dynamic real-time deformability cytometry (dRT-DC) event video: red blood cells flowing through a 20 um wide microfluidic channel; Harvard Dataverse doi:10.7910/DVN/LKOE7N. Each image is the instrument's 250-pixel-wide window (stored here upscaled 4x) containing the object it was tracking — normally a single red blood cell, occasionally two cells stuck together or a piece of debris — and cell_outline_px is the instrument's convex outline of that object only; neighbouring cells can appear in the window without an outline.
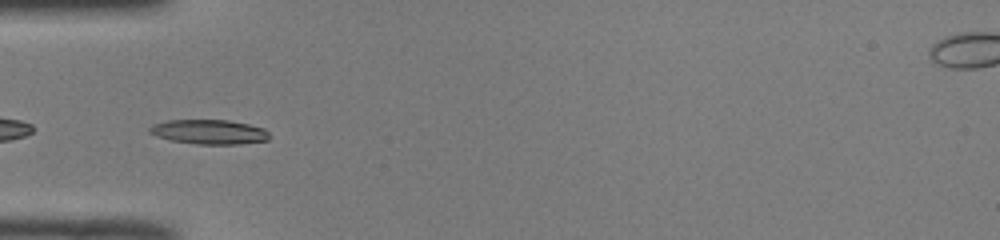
{"species": "common noctule bat (a hibernating species)", "species_latin": "Nyctalus noctula", "temperature_condition": "room temperature", "stored_images_in_passage": 36, "camera_frame_rate_fps": 3000, "um_per_image_px": 0.085, "animal": {"sex": "male", "body_mass_g": 19.0, "forearm_length_mm": 50.8}, "frame": {"image": 1, "passage_image": 2, "time_ms": 0.333, "image_size_px": [1000, 240], "cell_outline_px": [[268, 140], [240, 144], [196, 144], [172, 140], [156, 136], [148, 132], [148, 128], [152, 124], [168, 120], [228, 120], [248, 124], [264, 128], [268, 132]], "centroid_in_image_um": [17.75, 11.21], "position_along_channel_um": 67.2, "area_um2": 17.11}}
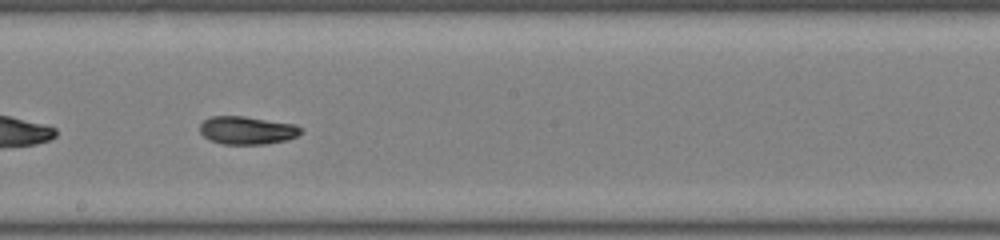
{"frame": {"image": 2, "passage_image": 14, "time_ms": 4.333, "image_size_px": [1000, 240], "cell_outline_px": [[300, 132], [296, 136], [288, 140], [264, 144], [220, 144], [208, 140], [200, 132], [200, 124], [204, 120], [212, 116], [244, 116], [296, 124], [300, 128]], "centroid_in_image_um": [20.97, 11.08], "position_along_channel_um": 227.2, "area_um2": 16.53}}
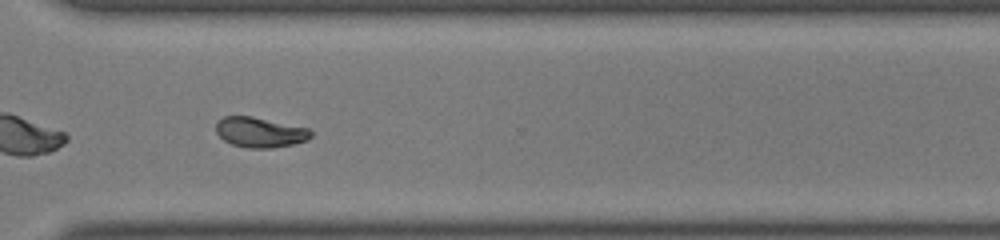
{"frame": {"image": 3, "passage_image": 23, "time_ms": 7.333, "image_size_px": [1000, 240], "cell_outline_px": [[312, 136], [308, 140], [292, 144], [272, 148], [248, 148], [232, 144], [224, 140], [216, 132], [216, 124], [224, 116], [252, 116], [308, 128], [312, 132]], "centroid_in_image_um": [22.11, 11.24], "position_along_channel_um": 348.5, "area_um2": 16.59}, "authors_computed_cell_mechanics": {"area_um2": 16.5597, "velocity_mm_per_s": 4.0234, "shape_relaxation_time_tau1_ms": 6.1476, "shape_relaxation_time_tau2_ms": 4.4894, "deformation_change_tau1": 0.1689, "deformation_change_tau2": 0.0817}}